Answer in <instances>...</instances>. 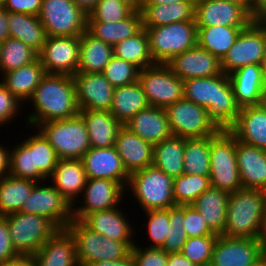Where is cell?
Here are the masks:
<instances>
[{"label": "cell", "mask_w": 266, "mask_h": 266, "mask_svg": "<svg viewBox=\"0 0 266 266\" xmlns=\"http://www.w3.org/2000/svg\"><path fill=\"white\" fill-rule=\"evenodd\" d=\"M28 101L35 111L28 114L26 121L33 129L41 123L79 114L73 76L46 73Z\"/></svg>", "instance_id": "1"}, {"label": "cell", "mask_w": 266, "mask_h": 266, "mask_svg": "<svg viewBox=\"0 0 266 266\" xmlns=\"http://www.w3.org/2000/svg\"><path fill=\"white\" fill-rule=\"evenodd\" d=\"M184 98L207 109L210 118L222 129H229L240 113L232 85L225 73L183 81Z\"/></svg>", "instance_id": "2"}, {"label": "cell", "mask_w": 266, "mask_h": 266, "mask_svg": "<svg viewBox=\"0 0 266 266\" xmlns=\"http://www.w3.org/2000/svg\"><path fill=\"white\" fill-rule=\"evenodd\" d=\"M266 191L239 189L229 195L224 236L263 238Z\"/></svg>", "instance_id": "3"}, {"label": "cell", "mask_w": 266, "mask_h": 266, "mask_svg": "<svg viewBox=\"0 0 266 266\" xmlns=\"http://www.w3.org/2000/svg\"><path fill=\"white\" fill-rule=\"evenodd\" d=\"M75 242L79 266H88L98 261H116L127 257L136 243L118 242L96 233L80 220H72L65 228Z\"/></svg>", "instance_id": "4"}, {"label": "cell", "mask_w": 266, "mask_h": 266, "mask_svg": "<svg viewBox=\"0 0 266 266\" xmlns=\"http://www.w3.org/2000/svg\"><path fill=\"white\" fill-rule=\"evenodd\" d=\"M210 186L229 194L242 189L236 162V137L228 129L210 136Z\"/></svg>", "instance_id": "5"}, {"label": "cell", "mask_w": 266, "mask_h": 266, "mask_svg": "<svg viewBox=\"0 0 266 266\" xmlns=\"http://www.w3.org/2000/svg\"><path fill=\"white\" fill-rule=\"evenodd\" d=\"M36 128L54 148L59 159H82L91 148L86 123L80 114L41 123Z\"/></svg>", "instance_id": "6"}, {"label": "cell", "mask_w": 266, "mask_h": 266, "mask_svg": "<svg viewBox=\"0 0 266 266\" xmlns=\"http://www.w3.org/2000/svg\"><path fill=\"white\" fill-rule=\"evenodd\" d=\"M144 28L148 35L150 53L155 63L166 64L174 56L197 45L198 29L195 21Z\"/></svg>", "instance_id": "7"}, {"label": "cell", "mask_w": 266, "mask_h": 266, "mask_svg": "<svg viewBox=\"0 0 266 266\" xmlns=\"http://www.w3.org/2000/svg\"><path fill=\"white\" fill-rule=\"evenodd\" d=\"M127 186L145 211L176 206L173 178L153 165L130 174Z\"/></svg>", "instance_id": "8"}, {"label": "cell", "mask_w": 266, "mask_h": 266, "mask_svg": "<svg viewBox=\"0 0 266 266\" xmlns=\"http://www.w3.org/2000/svg\"><path fill=\"white\" fill-rule=\"evenodd\" d=\"M5 217L16 253L28 259L58 230L50 220L35 214L19 211Z\"/></svg>", "instance_id": "9"}, {"label": "cell", "mask_w": 266, "mask_h": 266, "mask_svg": "<svg viewBox=\"0 0 266 266\" xmlns=\"http://www.w3.org/2000/svg\"><path fill=\"white\" fill-rule=\"evenodd\" d=\"M165 110L173 136L186 139L205 138L221 130L210 118L206 108L184 97L168 105Z\"/></svg>", "instance_id": "10"}, {"label": "cell", "mask_w": 266, "mask_h": 266, "mask_svg": "<svg viewBox=\"0 0 266 266\" xmlns=\"http://www.w3.org/2000/svg\"><path fill=\"white\" fill-rule=\"evenodd\" d=\"M138 82L153 107L166 108L184 97L183 81L167 64L156 63L140 70Z\"/></svg>", "instance_id": "11"}, {"label": "cell", "mask_w": 266, "mask_h": 266, "mask_svg": "<svg viewBox=\"0 0 266 266\" xmlns=\"http://www.w3.org/2000/svg\"><path fill=\"white\" fill-rule=\"evenodd\" d=\"M87 16L72 0H42L38 15L47 36H80Z\"/></svg>", "instance_id": "12"}, {"label": "cell", "mask_w": 266, "mask_h": 266, "mask_svg": "<svg viewBox=\"0 0 266 266\" xmlns=\"http://www.w3.org/2000/svg\"><path fill=\"white\" fill-rule=\"evenodd\" d=\"M266 53V28L255 19L242 29L235 43L221 60L226 75L246 65H260Z\"/></svg>", "instance_id": "13"}, {"label": "cell", "mask_w": 266, "mask_h": 266, "mask_svg": "<svg viewBox=\"0 0 266 266\" xmlns=\"http://www.w3.org/2000/svg\"><path fill=\"white\" fill-rule=\"evenodd\" d=\"M40 184L34 186L20 212L45 217L58 229H65L73 220L71 204L53 185Z\"/></svg>", "instance_id": "14"}, {"label": "cell", "mask_w": 266, "mask_h": 266, "mask_svg": "<svg viewBox=\"0 0 266 266\" xmlns=\"http://www.w3.org/2000/svg\"><path fill=\"white\" fill-rule=\"evenodd\" d=\"M80 36H47L38 53L45 72L73 76L79 66Z\"/></svg>", "instance_id": "15"}, {"label": "cell", "mask_w": 266, "mask_h": 266, "mask_svg": "<svg viewBox=\"0 0 266 266\" xmlns=\"http://www.w3.org/2000/svg\"><path fill=\"white\" fill-rule=\"evenodd\" d=\"M263 238L218 235L210 266H254L262 259Z\"/></svg>", "instance_id": "16"}, {"label": "cell", "mask_w": 266, "mask_h": 266, "mask_svg": "<svg viewBox=\"0 0 266 266\" xmlns=\"http://www.w3.org/2000/svg\"><path fill=\"white\" fill-rule=\"evenodd\" d=\"M255 17L243 6L227 0H195L197 27L248 26Z\"/></svg>", "instance_id": "17"}, {"label": "cell", "mask_w": 266, "mask_h": 266, "mask_svg": "<svg viewBox=\"0 0 266 266\" xmlns=\"http://www.w3.org/2000/svg\"><path fill=\"white\" fill-rule=\"evenodd\" d=\"M125 190L118 181L87 178L83 189L84 205L72 206L73 220L81 221L92 212L118 207Z\"/></svg>", "instance_id": "18"}, {"label": "cell", "mask_w": 266, "mask_h": 266, "mask_svg": "<svg viewBox=\"0 0 266 266\" xmlns=\"http://www.w3.org/2000/svg\"><path fill=\"white\" fill-rule=\"evenodd\" d=\"M79 110L109 111L114 87L102 73L77 72L73 75Z\"/></svg>", "instance_id": "19"}, {"label": "cell", "mask_w": 266, "mask_h": 266, "mask_svg": "<svg viewBox=\"0 0 266 266\" xmlns=\"http://www.w3.org/2000/svg\"><path fill=\"white\" fill-rule=\"evenodd\" d=\"M182 81L222 74L221 60L198 44L166 63Z\"/></svg>", "instance_id": "20"}, {"label": "cell", "mask_w": 266, "mask_h": 266, "mask_svg": "<svg viewBox=\"0 0 266 266\" xmlns=\"http://www.w3.org/2000/svg\"><path fill=\"white\" fill-rule=\"evenodd\" d=\"M81 160L87 178L118 181L126 189L129 174L114 146L90 148Z\"/></svg>", "instance_id": "21"}, {"label": "cell", "mask_w": 266, "mask_h": 266, "mask_svg": "<svg viewBox=\"0 0 266 266\" xmlns=\"http://www.w3.org/2000/svg\"><path fill=\"white\" fill-rule=\"evenodd\" d=\"M29 261L32 266H79L74 239L66 229H58Z\"/></svg>", "instance_id": "22"}, {"label": "cell", "mask_w": 266, "mask_h": 266, "mask_svg": "<svg viewBox=\"0 0 266 266\" xmlns=\"http://www.w3.org/2000/svg\"><path fill=\"white\" fill-rule=\"evenodd\" d=\"M236 162L242 188L266 191V151L236 139Z\"/></svg>", "instance_id": "23"}, {"label": "cell", "mask_w": 266, "mask_h": 266, "mask_svg": "<svg viewBox=\"0 0 266 266\" xmlns=\"http://www.w3.org/2000/svg\"><path fill=\"white\" fill-rule=\"evenodd\" d=\"M114 147L129 175L153 164V145L124 125L118 132Z\"/></svg>", "instance_id": "24"}, {"label": "cell", "mask_w": 266, "mask_h": 266, "mask_svg": "<svg viewBox=\"0 0 266 266\" xmlns=\"http://www.w3.org/2000/svg\"><path fill=\"white\" fill-rule=\"evenodd\" d=\"M236 102L240 108L256 106L266 90L260 65L241 67L228 75Z\"/></svg>", "instance_id": "25"}, {"label": "cell", "mask_w": 266, "mask_h": 266, "mask_svg": "<svg viewBox=\"0 0 266 266\" xmlns=\"http://www.w3.org/2000/svg\"><path fill=\"white\" fill-rule=\"evenodd\" d=\"M124 126L152 145L172 136L165 108L150 106L139 111Z\"/></svg>", "instance_id": "26"}, {"label": "cell", "mask_w": 266, "mask_h": 266, "mask_svg": "<svg viewBox=\"0 0 266 266\" xmlns=\"http://www.w3.org/2000/svg\"><path fill=\"white\" fill-rule=\"evenodd\" d=\"M95 211L87 214L81 222L92 231L118 242H133V226L128 223L119 208Z\"/></svg>", "instance_id": "27"}, {"label": "cell", "mask_w": 266, "mask_h": 266, "mask_svg": "<svg viewBox=\"0 0 266 266\" xmlns=\"http://www.w3.org/2000/svg\"><path fill=\"white\" fill-rule=\"evenodd\" d=\"M49 179L71 206H74L79 194L83 193L87 180L82 160L59 159Z\"/></svg>", "instance_id": "28"}, {"label": "cell", "mask_w": 266, "mask_h": 266, "mask_svg": "<svg viewBox=\"0 0 266 266\" xmlns=\"http://www.w3.org/2000/svg\"><path fill=\"white\" fill-rule=\"evenodd\" d=\"M228 130L238 141L266 151V113L258 105L241 108Z\"/></svg>", "instance_id": "29"}, {"label": "cell", "mask_w": 266, "mask_h": 266, "mask_svg": "<svg viewBox=\"0 0 266 266\" xmlns=\"http://www.w3.org/2000/svg\"><path fill=\"white\" fill-rule=\"evenodd\" d=\"M86 123L91 148L115 146L118 132L123 127L110 111L79 110Z\"/></svg>", "instance_id": "30"}, {"label": "cell", "mask_w": 266, "mask_h": 266, "mask_svg": "<svg viewBox=\"0 0 266 266\" xmlns=\"http://www.w3.org/2000/svg\"><path fill=\"white\" fill-rule=\"evenodd\" d=\"M229 195L227 192L210 186L191 204L201 214L214 234H224Z\"/></svg>", "instance_id": "31"}, {"label": "cell", "mask_w": 266, "mask_h": 266, "mask_svg": "<svg viewBox=\"0 0 266 266\" xmlns=\"http://www.w3.org/2000/svg\"><path fill=\"white\" fill-rule=\"evenodd\" d=\"M143 28L141 11H133L127 18L113 23L87 22V31L91 35L113 47L139 33Z\"/></svg>", "instance_id": "32"}, {"label": "cell", "mask_w": 266, "mask_h": 266, "mask_svg": "<svg viewBox=\"0 0 266 266\" xmlns=\"http://www.w3.org/2000/svg\"><path fill=\"white\" fill-rule=\"evenodd\" d=\"M46 74L39 58L19 69L4 73L1 79L6 88L22 103L28 101Z\"/></svg>", "instance_id": "33"}, {"label": "cell", "mask_w": 266, "mask_h": 266, "mask_svg": "<svg viewBox=\"0 0 266 266\" xmlns=\"http://www.w3.org/2000/svg\"><path fill=\"white\" fill-rule=\"evenodd\" d=\"M150 107L147 97L138 81L116 87L113 92L110 114L125 125L139 111Z\"/></svg>", "instance_id": "34"}, {"label": "cell", "mask_w": 266, "mask_h": 266, "mask_svg": "<svg viewBox=\"0 0 266 266\" xmlns=\"http://www.w3.org/2000/svg\"><path fill=\"white\" fill-rule=\"evenodd\" d=\"M143 27L194 21L195 1H180L171 4L141 5Z\"/></svg>", "instance_id": "35"}, {"label": "cell", "mask_w": 266, "mask_h": 266, "mask_svg": "<svg viewBox=\"0 0 266 266\" xmlns=\"http://www.w3.org/2000/svg\"><path fill=\"white\" fill-rule=\"evenodd\" d=\"M77 72L102 73L114 56L113 46L95 38L87 30L80 35Z\"/></svg>", "instance_id": "36"}, {"label": "cell", "mask_w": 266, "mask_h": 266, "mask_svg": "<svg viewBox=\"0 0 266 266\" xmlns=\"http://www.w3.org/2000/svg\"><path fill=\"white\" fill-rule=\"evenodd\" d=\"M10 38L22 41L39 53L46 41L45 28L36 15L8 12Z\"/></svg>", "instance_id": "37"}, {"label": "cell", "mask_w": 266, "mask_h": 266, "mask_svg": "<svg viewBox=\"0 0 266 266\" xmlns=\"http://www.w3.org/2000/svg\"><path fill=\"white\" fill-rule=\"evenodd\" d=\"M185 138L171 136L153 145V166L175 178L184 174Z\"/></svg>", "instance_id": "38"}, {"label": "cell", "mask_w": 266, "mask_h": 266, "mask_svg": "<svg viewBox=\"0 0 266 266\" xmlns=\"http://www.w3.org/2000/svg\"><path fill=\"white\" fill-rule=\"evenodd\" d=\"M245 27L247 26L197 27V44L222 60Z\"/></svg>", "instance_id": "39"}, {"label": "cell", "mask_w": 266, "mask_h": 266, "mask_svg": "<svg viewBox=\"0 0 266 266\" xmlns=\"http://www.w3.org/2000/svg\"><path fill=\"white\" fill-rule=\"evenodd\" d=\"M37 181L6 175L0 178V216L19 212Z\"/></svg>", "instance_id": "40"}, {"label": "cell", "mask_w": 266, "mask_h": 266, "mask_svg": "<svg viewBox=\"0 0 266 266\" xmlns=\"http://www.w3.org/2000/svg\"><path fill=\"white\" fill-rule=\"evenodd\" d=\"M114 56L132 63L140 70L156 64L149 49V40L146 29L132 37L118 42L113 47Z\"/></svg>", "instance_id": "41"}, {"label": "cell", "mask_w": 266, "mask_h": 266, "mask_svg": "<svg viewBox=\"0 0 266 266\" xmlns=\"http://www.w3.org/2000/svg\"><path fill=\"white\" fill-rule=\"evenodd\" d=\"M184 174L210 176V136L185 138Z\"/></svg>", "instance_id": "42"}, {"label": "cell", "mask_w": 266, "mask_h": 266, "mask_svg": "<svg viewBox=\"0 0 266 266\" xmlns=\"http://www.w3.org/2000/svg\"><path fill=\"white\" fill-rule=\"evenodd\" d=\"M38 58V53L22 41L7 38L0 43V73H8L12 70L32 63Z\"/></svg>", "instance_id": "43"}, {"label": "cell", "mask_w": 266, "mask_h": 266, "mask_svg": "<svg viewBox=\"0 0 266 266\" xmlns=\"http://www.w3.org/2000/svg\"><path fill=\"white\" fill-rule=\"evenodd\" d=\"M23 143L32 151L33 169H38L46 179L49 178L59 160L54 148L40 131Z\"/></svg>", "instance_id": "44"}, {"label": "cell", "mask_w": 266, "mask_h": 266, "mask_svg": "<svg viewBox=\"0 0 266 266\" xmlns=\"http://www.w3.org/2000/svg\"><path fill=\"white\" fill-rule=\"evenodd\" d=\"M210 187V176L182 174L173 178V198L176 205H191Z\"/></svg>", "instance_id": "45"}, {"label": "cell", "mask_w": 266, "mask_h": 266, "mask_svg": "<svg viewBox=\"0 0 266 266\" xmlns=\"http://www.w3.org/2000/svg\"><path fill=\"white\" fill-rule=\"evenodd\" d=\"M12 148L14 150H10L8 175L37 182L46 179L38 169H33L32 151L23 142Z\"/></svg>", "instance_id": "46"}, {"label": "cell", "mask_w": 266, "mask_h": 266, "mask_svg": "<svg viewBox=\"0 0 266 266\" xmlns=\"http://www.w3.org/2000/svg\"><path fill=\"white\" fill-rule=\"evenodd\" d=\"M217 237L218 235H206L188 238L180 253L196 266H210Z\"/></svg>", "instance_id": "47"}, {"label": "cell", "mask_w": 266, "mask_h": 266, "mask_svg": "<svg viewBox=\"0 0 266 266\" xmlns=\"http://www.w3.org/2000/svg\"><path fill=\"white\" fill-rule=\"evenodd\" d=\"M185 220V205H176L169 208V223L172 226L167 234L165 243L161 247L166 253H180L182 247L188 239L186 231L183 229Z\"/></svg>", "instance_id": "48"}, {"label": "cell", "mask_w": 266, "mask_h": 266, "mask_svg": "<svg viewBox=\"0 0 266 266\" xmlns=\"http://www.w3.org/2000/svg\"><path fill=\"white\" fill-rule=\"evenodd\" d=\"M140 69L130 62L113 56L102 74L114 88L138 81Z\"/></svg>", "instance_id": "49"}, {"label": "cell", "mask_w": 266, "mask_h": 266, "mask_svg": "<svg viewBox=\"0 0 266 266\" xmlns=\"http://www.w3.org/2000/svg\"><path fill=\"white\" fill-rule=\"evenodd\" d=\"M134 10L120 0H99L87 22L113 23L127 18Z\"/></svg>", "instance_id": "50"}, {"label": "cell", "mask_w": 266, "mask_h": 266, "mask_svg": "<svg viewBox=\"0 0 266 266\" xmlns=\"http://www.w3.org/2000/svg\"><path fill=\"white\" fill-rule=\"evenodd\" d=\"M148 216V226L146 234H149V239L152 241L147 247L161 248L165 243L167 234H169L172 226L169 223V208L148 210L145 211Z\"/></svg>", "instance_id": "51"}, {"label": "cell", "mask_w": 266, "mask_h": 266, "mask_svg": "<svg viewBox=\"0 0 266 266\" xmlns=\"http://www.w3.org/2000/svg\"><path fill=\"white\" fill-rule=\"evenodd\" d=\"M131 254L136 266H167L168 253L161 248L134 245Z\"/></svg>", "instance_id": "52"}, {"label": "cell", "mask_w": 266, "mask_h": 266, "mask_svg": "<svg viewBox=\"0 0 266 266\" xmlns=\"http://www.w3.org/2000/svg\"><path fill=\"white\" fill-rule=\"evenodd\" d=\"M183 229L186 231L188 238L217 235L210 230L201 214L192 205H185Z\"/></svg>", "instance_id": "53"}, {"label": "cell", "mask_w": 266, "mask_h": 266, "mask_svg": "<svg viewBox=\"0 0 266 266\" xmlns=\"http://www.w3.org/2000/svg\"><path fill=\"white\" fill-rule=\"evenodd\" d=\"M21 102L0 82V126L17 116Z\"/></svg>", "instance_id": "54"}, {"label": "cell", "mask_w": 266, "mask_h": 266, "mask_svg": "<svg viewBox=\"0 0 266 266\" xmlns=\"http://www.w3.org/2000/svg\"><path fill=\"white\" fill-rule=\"evenodd\" d=\"M21 258L15 251L7 220L5 216H0V264L9 263Z\"/></svg>", "instance_id": "55"}, {"label": "cell", "mask_w": 266, "mask_h": 266, "mask_svg": "<svg viewBox=\"0 0 266 266\" xmlns=\"http://www.w3.org/2000/svg\"><path fill=\"white\" fill-rule=\"evenodd\" d=\"M42 0H3L2 7L8 12L38 16Z\"/></svg>", "instance_id": "56"}, {"label": "cell", "mask_w": 266, "mask_h": 266, "mask_svg": "<svg viewBox=\"0 0 266 266\" xmlns=\"http://www.w3.org/2000/svg\"><path fill=\"white\" fill-rule=\"evenodd\" d=\"M88 266H136L133 255L130 253L127 257L116 261H98Z\"/></svg>", "instance_id": "57"}, {"label": "cell", "mask_w": 266, "mask_h": 266, "mask_svg": "<svg viewBox=\"0 0 266 266\" xmlns=\"http://www.w3.org/2000/svg\"><path fill=\"white\" fill-rule=\"evenodd\" d=\"M167 266H196L181 253H169Z\"/></svg>", "instance_id": "58"}, {"label": "cell", "mask_w": 266, "mask_h": 266, "mask_svg": "<svg viewBox=\"0 0 266 266\" xmlns=\"http://www.w3.org/2000/svg\"><path fill=\"white\" fill-rule=\"evenodd\" d=\"M10 149L0 145V178L8 175L10 162Z\"/></svg>", "instance_id": "59"}, {"label": "cell", "mask_w": 266, "mask_h": 266, "mask_svg": "<svg viewBox=\"0 0 266 266\" xmlns=\"http://www.w3.org/2000/svg\"><path fill=\"white\" fill-rule=\"evenodd\" d=\"M8 11L0 7V43L10 37L8 29Z\"/></svg>", "instance_id": "60"}, {"label": "cell", "mask_w": 266, "mask_h": 266, "mask_svg": "<svg viewBox=\"0 0 266 266\" xmlns=\"http://www.w3.org/2000/svg\"><path fill=\"white\" fill-rule=\"evenodd\" d=\"M86 15L95 8L99 0H72Z\"/></svg>", "instance_id": "61"}, {"label": "cell", "mask_w": 266, "mask_h": 266, "mask_svg": "<svg viewBox=\"0 0 266 266\" xmlns=\"http://www.w3.org/2000/svg\"><path fill=\"white\" fill-rule=\"evenodd\" d=\"M265 4L266 0H247V10L255 17Z\"/></svg>", "instance_id": "62"}, {"label": "cell", "mask_w": 266, "mask_h": 266, "mask_svg": "<svg viewBox=\"0 0 266 266\" xmlns=\"http://www.w3.org/2000/svg\"><path fill=\"white\" fill-rule=\"evenodd\" d=\"M0 266H32L28 258L21 257L9 263H1Z\"/></svg>", "instance_id": "63"}, {"label": "cell", "mask_w": 266, "mask_h": 266, "mask_svg": "<svg viewBox=\"0 0 266 266\" xmlns=\"http://www.w3.org/2000/svg\"><path fill=\"white\" fill-rule=\"evenodd\" d=\"M180 1H195V0H142L141 5H158V4H171Z\"/></svg>", "instance_id": "64"}, {"label": "cell", "mask_w": 266, "mask_h": 266, "mask_svg": "<svg viewBox=\"0 0 266 266\" xmlns=\"http://www.w3.org/2000/svg\"><path fill=\"white\" fill-rule=\"evenodd\" d=\"M255 20L266 28V4L255 15Z\"/></svg>", "instance_id": "65"}, {"label": "cell", "mask_w": 266, "mask_h": 266, "mask_svg": "<svg viewBox=\"0 0 266 266\" xmlns=\"http://www.w3.org/2000/svg\"><path fill=\"white\" fill-rule=\"evenodd\" d=\"M128 6H130L134 11H141L142 0H120Z\"/></svg>", "instance_id": "66"}, {"label": "cell", "mask_w": 266, "mask_h": 266, "mask_svg": "<svg viewBox=\"0 0 266 266\" xmlns=\"http://www.w3.org/2000/svg\"><path fill=\"white\" fill-rule=\"evenodd\" d=\"M260 67H261V71H262V76H263V79L266 83V53L260 63Z\"/></svg>", "instance_id": "67"}, {"label": "cell", "mask_w": 266, "mask_h": 266, "mask_svg": "<svg viewBox=\"0 0 266 266\" xmlns=\"http://www.w3.org/2000/svg\"><path fill=\"white\" fill-rule=\"evenodd\" d=\"M258 106L266 113V90L261 96Z\"/></svg>", "instance_id": "68"}, {"label": "cell", "mask_w": 266, "mask_h": 266, "mask_svg": "<svg viewBox=\"0 0 266 266\" xmlns=\"http://www.w3.org/2000/svg\"><path fill=\"white\" fill-rule=\"evenodd\" d=\"M227 1H233L240 5H243L247 9V0H227Z\"/></svg>", "instance_id": "69"}, {"label": "cell", "mask_w": 266, "mask_h": 266, "mask_svg": "<svg viewBox=\"0 0 266 266\" xmlns=\"http://www.w3.org/2000/svg\"><path fill=\"white\" fill-rule=\"evenodd\" d=\"M264 235L266 234V201H265V211H264V220H263Z\"/></svg>", "instance_id": "70"}, {"label": "cell", "mask_w": 266, "mask_h": 266, "mask_svg": "<svg viewBox=\"0 0 266 266\" xmlns=\"http://www.w3.org/2000/svg\"><path fill=\"white\" fill-rule=\"evenodd\" d=\"M254 266H266L265 260L262 258L260 261H258Z\"/></svg>", "instance_id": "71"}, {"label": "cell", "mask_w": 266, "mask_h": 266, "mask_svg": "<svg viewBox=\"0 0 266 266\" xmlns=\"http://www.w3.org/2000/svg\"><path fill=\"white\" fill-rule=\"evenodd\" d=\"M263 250L266 252V234L263 237Z\"/></svg>", "instance_id": "72"}, {"label": "cell", "mask_w": 266, "mask_h": 266, "mask_svg": "<svg viewBox=\"0 0 266 266\" xmlns=\"http://www.w3.org/2000/svg\"><path fill=\"white\" fill-rule=\"evenodd\" d=\"M262 258L265 260L266 262V252L263 250V255H262Z\"/></svg>", "instance_id": "73"}, {"label": "cell", "mask_w": 266, "mask_h": 266, "mask_svg": "<svg viewBox=\"0 0 266 266\" xmlns=\"http://www.w3.org/2000/svg\"><path fill=\"white\" fill-rule=\"evenodd\" d=\"M3 0H0V7H2Z\"/></svg>", "instance_id": "74"}]
</instances>
